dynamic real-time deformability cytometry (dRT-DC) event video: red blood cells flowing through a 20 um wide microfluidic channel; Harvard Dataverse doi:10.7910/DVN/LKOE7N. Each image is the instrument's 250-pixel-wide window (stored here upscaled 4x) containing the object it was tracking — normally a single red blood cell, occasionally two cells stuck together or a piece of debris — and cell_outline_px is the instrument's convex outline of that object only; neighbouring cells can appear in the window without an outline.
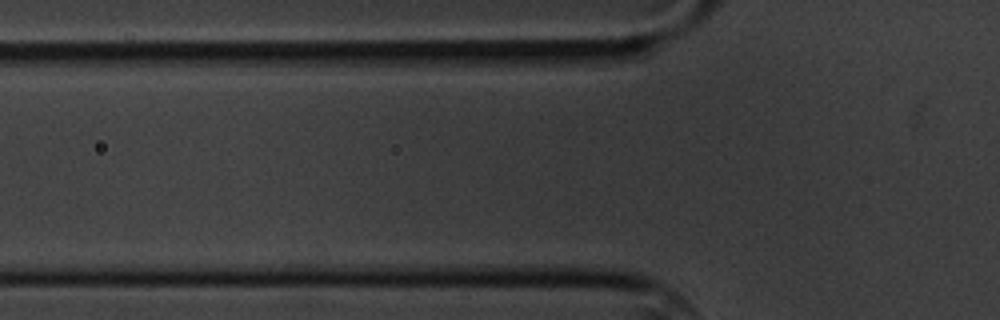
{"species": "common noctule bat (a hibernating species)", "species_latin": "Nyctalus noctula", "temperature_condition": "cold", "stored_images_in_passage": 4, "segment_of_instrument_passage": [2, 2], "camera_frame_rate_fps": 3000, "um_per_image_px": 0.085, "animal": {"sex": "male", "body_mass_g": 20.1, "forearm_length_mm": 53.5}, "frame": {"image": 1, "passage_image": 3, "time_ms": 2.333, "image_size_px": [1000, 320], "cell_outline_px": [[604, 52], [580, 68], [556, 72], [428, 72], [428, 52]], "centroid_in_image_um": [43.18, 5.23], "position_along_channel_um": 82.6, "area_um2": 23.0}}